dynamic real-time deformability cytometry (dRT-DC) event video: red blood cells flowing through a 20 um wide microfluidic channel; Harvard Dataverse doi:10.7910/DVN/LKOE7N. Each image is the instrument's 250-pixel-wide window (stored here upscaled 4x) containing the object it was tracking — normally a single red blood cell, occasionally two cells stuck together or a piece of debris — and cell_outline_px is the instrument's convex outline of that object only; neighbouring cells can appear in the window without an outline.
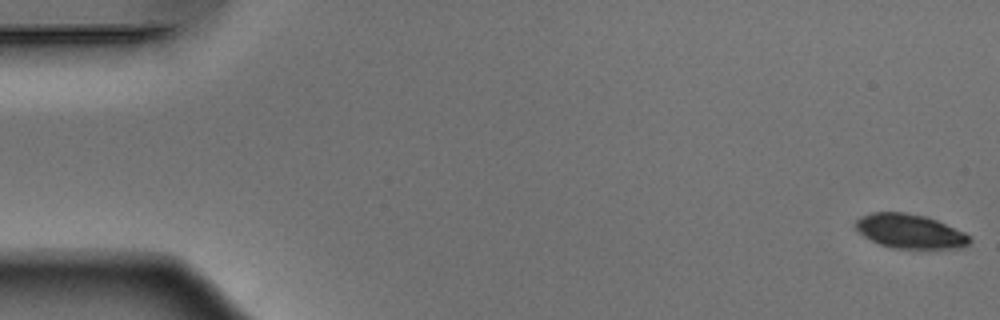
{"species": "Egyptian fruit bat (a non-hibernating species)", "species_latin": "Rousettus aegyptiacus", "temperature_condition": "warm", "stored_images_in_passage": 52, "camera_frame_rate_fps": 3000, "um_per_image_px": 0.085, "animal": {"sex": "male"}, "frame": {"image": 1, "passage_image": 1, "time_ms": 0.0, "image_size_px": [1000, 320], "cell_outline_px": [[972, 240], [968, 244], [960, 248], [892, 248], [880, 244], [856, 232], [852, 224], [860, 216], [872, 212], [904, 212], [924, 216], [936, 220], [964, 232]], "centroid_in_image_um": [77.28, 19.65], "position_along_channel_um": 7.7, "area_um2": 22.77}}
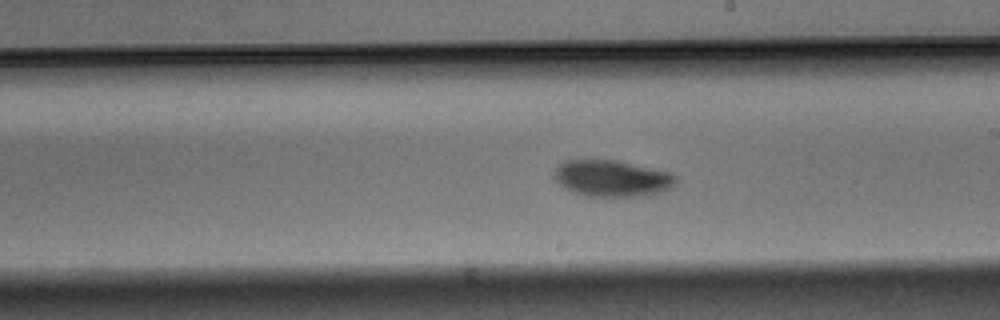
{"frame": {"image": 2, "passage_image": 30, "time_ms": 9.667, "image_size_px": [1000, 320], "cell_outline_px": [[680, 176], [676, 184], [672, 188], [660, 192], [644, 196], [584, 196], [560, 184], [552, 176], [556, 168], [564, 160], [616, 160], [672, 172]], "centroid_in_image_um": [52.1, 15.15], "position_along_channel_um": 236.9, "area_um2": 26.01}}
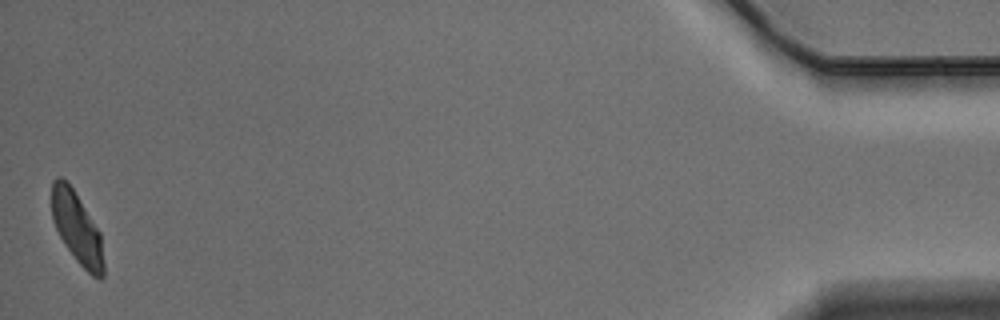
{"frame": {"image": 3, "passage_image": 52, "time_ms": 17.0, "image_size_px": [1000, 320], "cell_outline_px": [[104, 276], [100, 280], [92, 276], [76, 260], [60, 236], [52, 220], [52, 180], [56, 176], [60, 176], [68, 180], [100, 232], [104, 264]], "centroid_in_image_um": [6.54, 19.35], "position_along_channel_um": 428.7, "area_um2": 21.62}, "authors_computed_cell_mechanics": {"area_um2": 24.3916, "velocity_mm_per_s": 3.8685, "shape_relaxation_time_tau1_ms": 2.3238, "shape_relaxation_time_tau2_ms": null, "deformation_change_tau1": 0.114, "deformation_change_tau2": null}}